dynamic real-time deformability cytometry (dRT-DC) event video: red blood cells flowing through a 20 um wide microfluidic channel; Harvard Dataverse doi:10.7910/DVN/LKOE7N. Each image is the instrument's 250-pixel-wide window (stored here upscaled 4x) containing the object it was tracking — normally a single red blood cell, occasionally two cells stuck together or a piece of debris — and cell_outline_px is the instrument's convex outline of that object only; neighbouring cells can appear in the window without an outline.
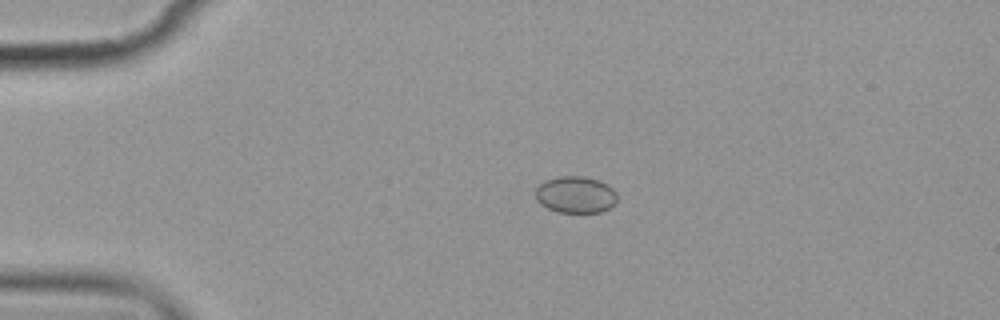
{"species": "common noctule bat (a hibernating species)", "species_latin": "Nyctalus noctula", "temperature_condition": "cold", "stored_images_in_passage": 5, "camera_frame_rate_fps": 3000, "um_per_image_px": 0.085, "animal": {"sex": "female", "body_mass_g": 19.9}, "frame": {"image": 1, "passage_image": 3, "time_ms": 2.333, "image_size_px": [1000, 320], "cell_outline_px": [[616, 204], [600, 212], [556, 212], [540, 204], [536, 200], [536, 188], [540, 184], [548, 180], [560, 176], [584, 176], [600, 180], [612, 188], [616, 192]], "centroid_in_image_um": [48.93, 16.55], "position_along_channel_um": 36.1, "area_um2": 17.46}}